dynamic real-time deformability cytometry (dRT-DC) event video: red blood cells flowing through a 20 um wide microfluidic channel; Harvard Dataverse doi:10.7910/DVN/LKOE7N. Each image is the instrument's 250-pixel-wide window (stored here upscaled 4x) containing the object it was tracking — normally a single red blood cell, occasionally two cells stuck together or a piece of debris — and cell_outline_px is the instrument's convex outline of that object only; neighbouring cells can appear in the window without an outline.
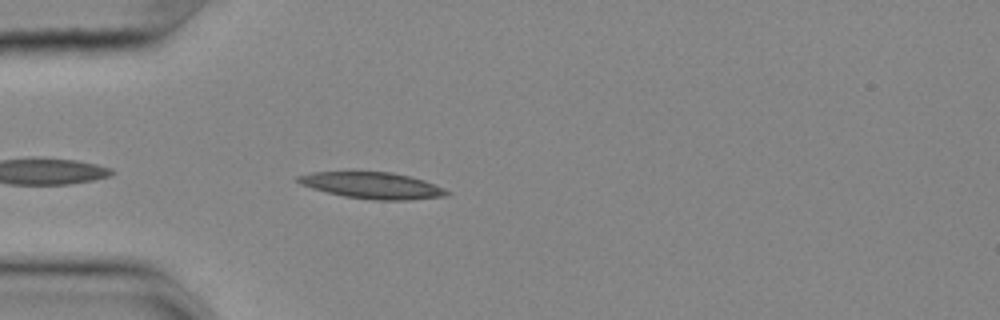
{"species": "common noctule bat (a hibernating species)", "species_latin": "Nyctalus noctula", "temperature_condition": "cold", "stored_images_in_passage": 41, "camera_frame_rate_fps": 3000, "um_per_image_px": 0.085, "animal": {"sex": "female", "body_mass_g": 25.1}, "frame": {"image": 1, "passage_image": 3, "time_ms": 0.667, "image_size_px": [1000, 320], "cell_outline_px": [[452, 192], [448, 196], [412, 200], [372, 200], [344, 196], [312, 188], [300, 184], [296, 180], [296, 176], [312, 172], [392, 172], [424, 180], [444, 188]], "centroid_in_image_um": [31.69, 15.77], "position_along_channel_um": 53.3, "area_um2": 22.95}}
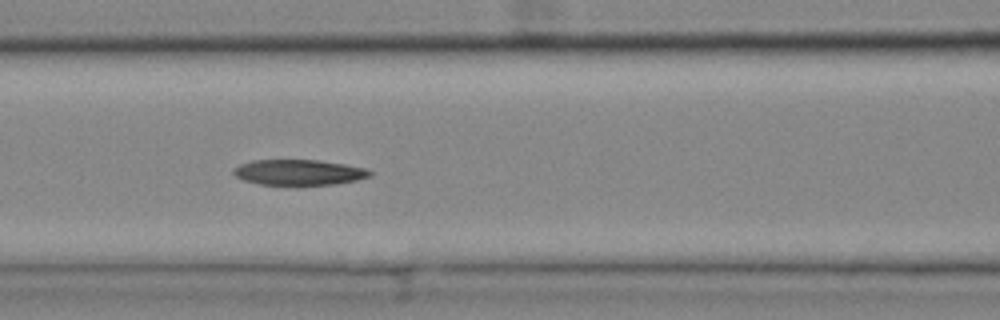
{"frame": {"image": 2, "passage_image": 11, "time_ms": 3.333, "image_size_px": [1000, 320], "cell_outline_px": [[372, 176], [356, 180], [336, 184], [296, 188], [260, 184], [244, 180], [236, 176], [232, 172], [232, 168], [240, 164], [252, 160], [320, 160], [368, 168], [372, 172]], "centroid_in_image_um": [25.41, 14.69], "position_along_channel_um": 141.2, "area_um2": 21.33}}
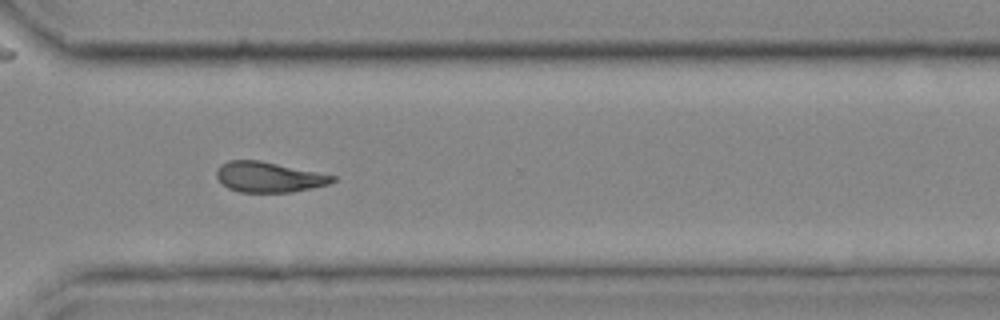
{"frame": {"image": 3, "passage_image": 28, "time_ms": 9.0, "image_size_px": [1000, 320], "cell_outline_px": [[336, 180], [328, 184], [312, 188], [292, 192], [240, 192], [228, 188], [216, 176], [216, 172], [220, 164], [228, 160], [260, 160], [336, 176]], "centroid_in_image_um": [22.84, 15.04], "position_along_channel_um": 347.8, "area_um2": 20.4}, "authors_computed_cell_mechanics": {"area_um2": 20.8658, "velocity_mm_per_s": 3.6387, "shape_relaxation_time_tau1_ms": null, "shape_relaxation_time_tau2_ms": 11.2034, "deformation_change_tau1": null, "deformation_change_tau2": 0.2314}}